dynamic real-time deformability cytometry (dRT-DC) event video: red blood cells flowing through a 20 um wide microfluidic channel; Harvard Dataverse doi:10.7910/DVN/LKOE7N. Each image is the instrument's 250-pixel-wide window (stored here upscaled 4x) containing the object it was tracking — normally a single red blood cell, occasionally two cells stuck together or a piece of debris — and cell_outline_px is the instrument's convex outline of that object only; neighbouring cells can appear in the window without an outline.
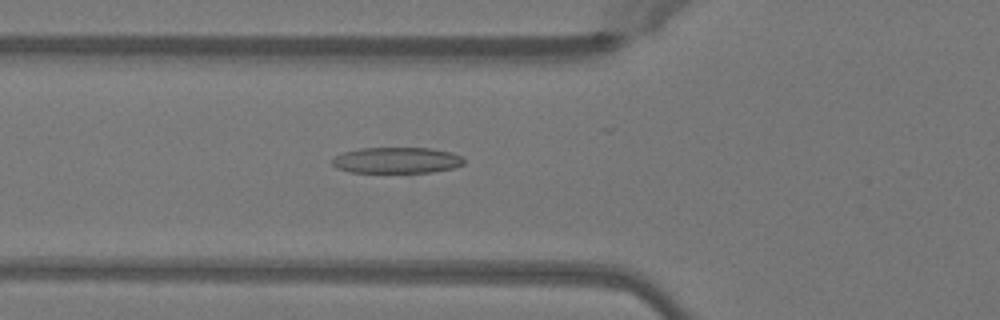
{"species": "Egyptian fruit bat (a non-hibernating species)", "species_latin": "Rousettus aegyptiacus", "temperature_condition": "warm", "stored_images_in_passage": 47, "camera_frame_rate_fps": 3000, "um_per_image_px": 0.085, "animal": {"sex": "female"}, "frame": {"image": 1, "passage_image": 15, "time_ms": 4.667, "image_size_px": [1000, 320], "cell_outline_px": [[464, 164], [452, 168], [432, 172], [348, 172], [336, 168], [332, 164], [332, 160], [336, 156], [344, 152], [360, 148], [428, 148], [452, 152], [464, 156]], "centroid_in_image_um": [33.74, 13.62], "position_along_channel_um": 92.1, "area_um2": 20.0}}
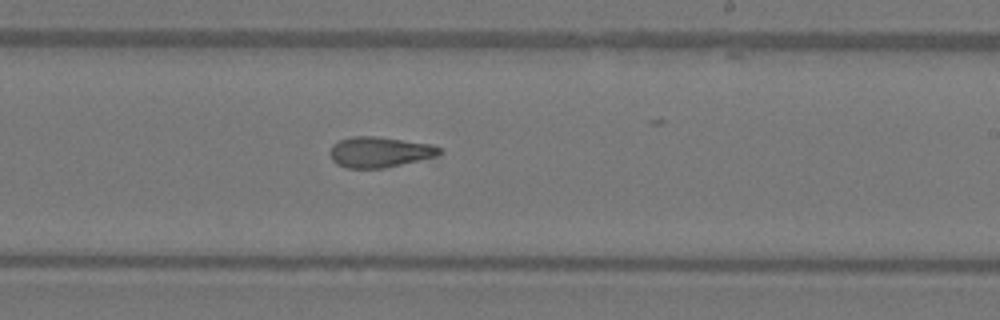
{"frame": {"image": 2, "passage_image": 27, "time_ms": 8.667, "image_size_px": [1000, 320], "cell_outline_px": [[444, 152], [440, 156], [384, 168], [348, 168], [336, 164], [332, 160], [328, 152], [332, 144], [340, 140], [352, 136], [372, 136], [432, 144], [440, 148]], "centroid_in_image_um": [32.27, 12.93], "position_along_channel_um": 256.7, "area_um2": 19.71}}
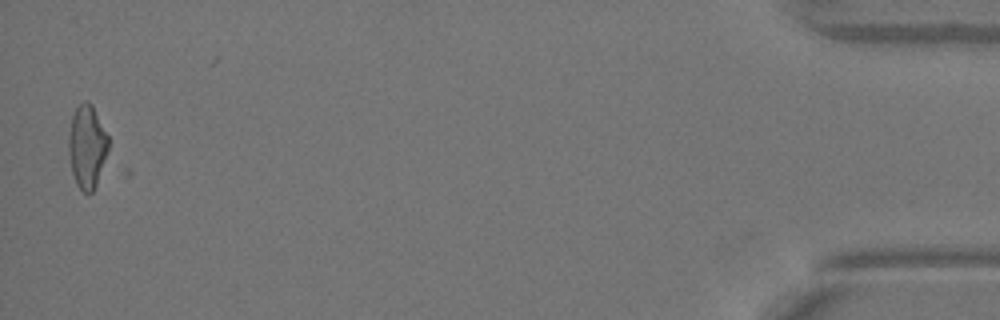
{"frame": {"image": 3, "passage_image": 46, "time_ms": 15.0, "image_size_px": [1000, 320], "cell_outline_px": [[108, 148], [96, 184], [92, 192], [88, 196], [76, 184], [72, 172], [68, 152], [68, 136], [72, 116], [76, 108], [84, 100], [88, 100], [92, 104], [108, 136]], "centroid_in_image_um": [7.37, 12.44], "position_along_channel_um": 427.8, "area_um2": 19.13}}